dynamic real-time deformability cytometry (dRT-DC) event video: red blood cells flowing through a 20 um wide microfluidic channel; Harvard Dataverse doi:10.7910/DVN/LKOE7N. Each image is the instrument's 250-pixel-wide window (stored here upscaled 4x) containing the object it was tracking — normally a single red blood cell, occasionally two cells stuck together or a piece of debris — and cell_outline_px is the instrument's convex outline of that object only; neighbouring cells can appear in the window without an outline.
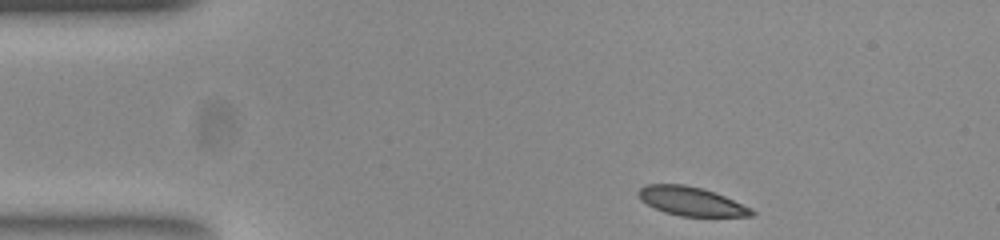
{"species": "common noctule bat (a hibernating species)", "species_latin": "Nyctalus noctula", "temperature_condition": "room temperature", "stored_images_in_passage": 46, "camera_frame_rate_fps": 3000, "um_per_image_px": 0.085, "animal": {"sex": "female", "body_mass_g": 23.0, "forearm_length_mm": 53.4}, "frame": {"image": 1, "passage_image": 1, "time_ms": 0.0, "image_size_px": [1000, 240], "cell_outline_px": [[756, 212], [752, 216], [680, 216], [664, 212], [648, 204], [640, 196], [640, 188], [648, 184], [684, 184], [700, 188], [724, 196], [752, 208]], "centroid_in_image_um": [58.8, 17.12], "position_along_channel_um": 26.2, "area_um2": 18.55}}
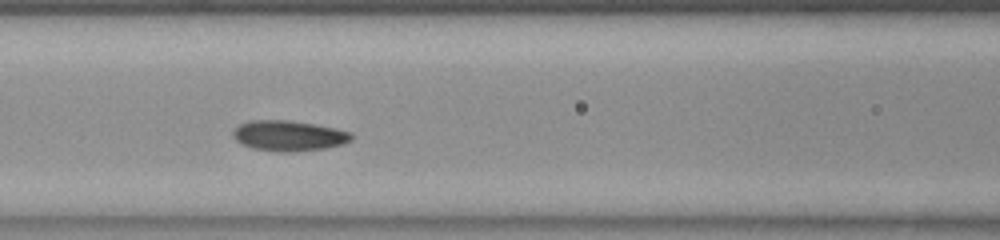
{"frame": {"image": 2, "passage_image": 15, "time_ms": 4.667, "image_size_px": [1000, 240], "cell_outline_px": [[352, 140], [344, 144], [324, 148], [292, 152], [280, 152], [252, 148], [236, 140], [232, 132], [240, 124], [248, 120], [288, 120], [336, 128], [352, 132]], "centroid_in_image_um": [24.57, 11.53], "position_along_channel_um": 142.0, "area_um2": 20.92}}
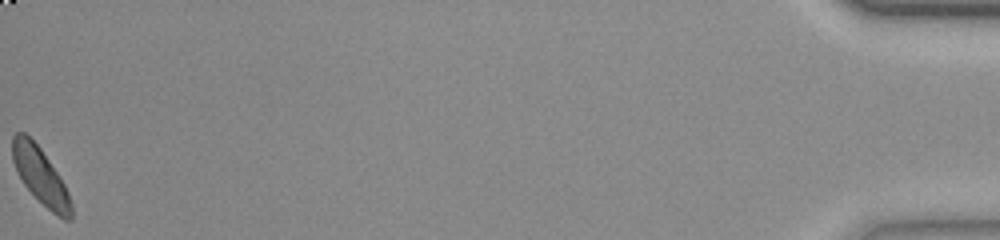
{"frame": {"image": 3, "passage_image": 46, "time_ms": 15.0, "image_size_px": [1000, 240], "cell_outline_px": [[72, 220], [64, 220], [52, 212], [24, 184], [12, 160], [12, 136], [16, 132], [24, 132], [40, 148], [64, 184], [68, 192], [72, 204]], "centroid_in_image_um": [3.45, 14.96], "position_along_channel_um": 431.8, "area_um2": 18.79}, "authors_computed_cell_mechanics": {"area_um2": 19.5942, "velocity_mm_per_s": 3.8287, "shape_relaxation_time_tau1_ms": 2.2742, "shape_relaxation_time_tau2_ms": null, "deformation_change_tau1": 0.0667, "deformation_change_tau2": null}}